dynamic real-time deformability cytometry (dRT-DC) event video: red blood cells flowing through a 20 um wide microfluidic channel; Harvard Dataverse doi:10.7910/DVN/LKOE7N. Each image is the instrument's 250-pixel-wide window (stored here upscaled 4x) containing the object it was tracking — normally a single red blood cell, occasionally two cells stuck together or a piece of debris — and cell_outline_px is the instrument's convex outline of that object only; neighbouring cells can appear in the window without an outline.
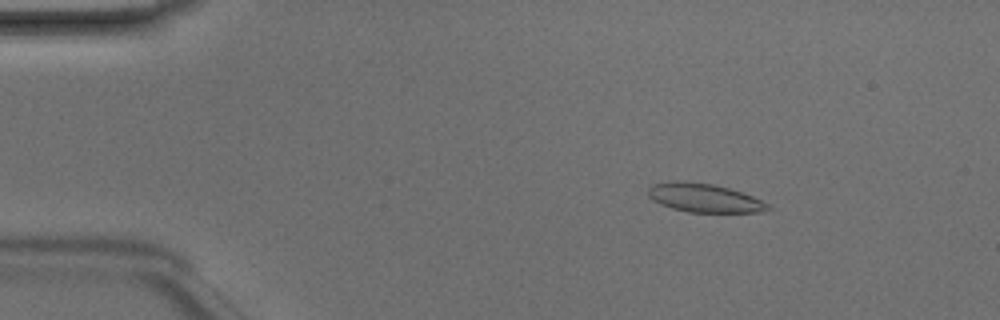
{"species": "Egyptian fruit bat (a non-hibernating species)", "species_latin": "Rousettus aegyptiacus", "temperature_condition": "room temperature", "stored_images_in_passage": 49, "camera_frame_rate_fps": 3000, "um_per_image_px": 0.085, "animal": {"sex": "male"}, "frame": {"image": 1, "passage_image": 8, "time_ms": 2.333, "image_size_px": [1000, 320], "cell_outline_px": [[772, 208], [760, 212], [688, 212], [672, 208], [660, 204], [652, 200], [648, 196], [648, 188], [652, 184], [672, 180], [680, 180], [712, 184], [744, 192], [768, 204]], "centroid_in_image_um": [59.82, 16.81], "position_along_channel_um": 25.2, "area_um2": 20.11}}
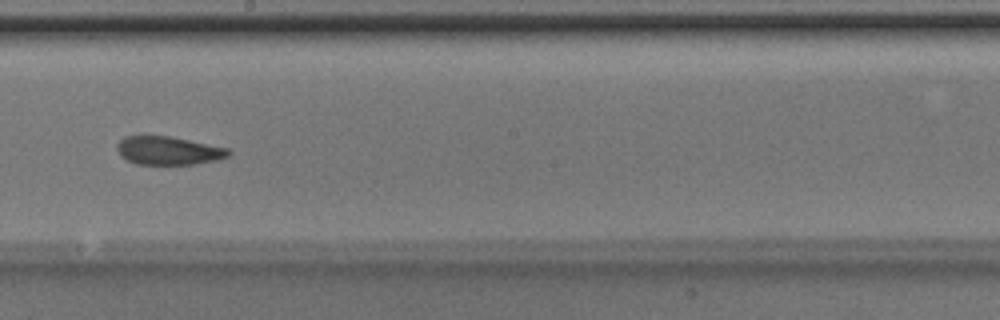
{"frame": {"image": 2, "passage_image": 28, "time_ms": 9.0, "image_size_px": [1000, 320], "cell_outline_px": [[232, 152], [228, 156], [220, 160], [196, 164], [136, 164], [120, 156], [116, 148], [116, 144], [124, 136], [168, 136], [228, 148]], "centroid_in_image_um": [14.31, 12.81], "position_along_channel_um": 233.9, "area_um2": 18.44}}
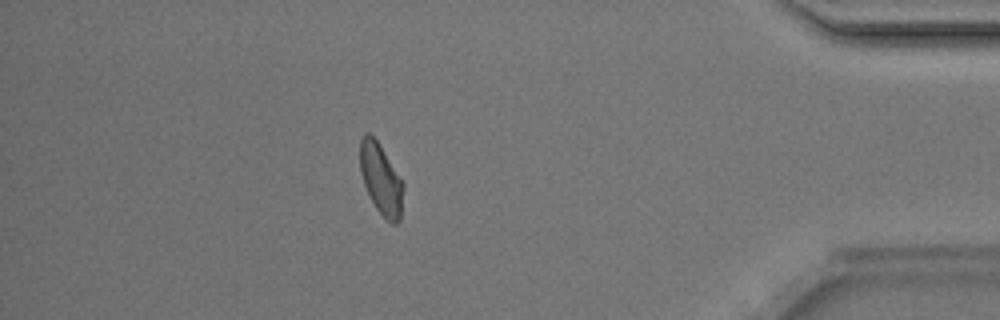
{"frame": {"image": 3, "passage_image": 43, "time_ms": 14.0, "image_size_px": [1000, 320], "cell_outline_px": [[404, 188], [400, 220], [396, 224], [392, 224], [384, 220], [376, 208], [364, 184], [360, 172], [360, 140], [364, 132], [368, 132], [376, 140], [404, 184]], "centroid_in_image_um": [32.38, 15.27], "position_along_channel_um": 402.8, "area_um2": 17.74}, "authors_computed_cell_mechanics": {"area_um2": 18.9584, "velocity_mm_per_s": 4.2032, "shape_relaxation_time_tau1_ms": 8.553, "shape_relaxation_time_tau2_ms": 2.7985, "deformation_change_tau1": 0.218, "deformation_change_tau2": 0.0875}}